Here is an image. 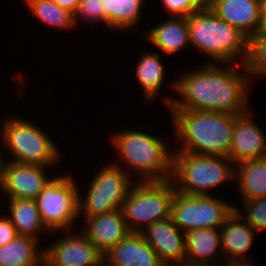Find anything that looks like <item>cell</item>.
Segmentation results:
<instances>
[{
  "label": "cell",
  "instance_id": "cell-7",
  "mask_svg": "<svg viewBox=\"0 0 266 266\" xmlns=\"http://www.w3.org/2000/svg\"><path fill=\"white\" fill-rule=\"evenodd\" d=\"M9 119V120H8ZM3 122L2 142L10 150L14 159L10 161L40 165H54L60 158V151L45 132L28 120L10 117Z\"/></svg>",
  "mask_w": 266,
  "mask_h": 266
},
{
  "label": "cell",
  "instance_id": "cell-19",
  "mask_svg": "<svg viewBox=\"0 0 266 266\" xmlns=\"http://www.w3.org/2000/svg\"><path fill=\"white\" fill-rule=\"evenodd\" d=\"M185 266H220L212 259L223 256L220 245V230L195 229L185 234ZM216 255V256H215ZM214 260V261H213ZM217 263V265H216Z\"/></svg>",
  "mask_w": 266,
  "mask_h": 266
},
{
  "label": "cell",
  "instance_id": "cell-21",
  "mask_svg": "<svg viewBox=\"0 0 266 266\" xmlns=\"http://www.w3.org/2000/svg\"><path fill=\"white\" fill-rule=\"evenodd\" d=\"M235 178L242 200L266 198V158L236 164Z\"/></svg>",
  "mask_w": 266,
  "mask_h": 266
},
{
  "label": "cell",
  "instance_id": "cell-17",
  "mask_svg": "<svg viewBox=\"0 0 266 266\" xmlns=\"http://www.w3.org/2000/svg\"><path fill=\"white\" fill-rule=\"evenodd\" d=\"M242 219L244 218L234 211L220 229L221 250L227 258H221V263L247 262L244 257L253 244L255 230L246 221L243 223Z\"/></svg>",
  "mask_w": 266,
  "mask_h": 266
},
{
  "label": "cell",
  "instance_id": "cell-23",
  "mask_svg": "<svg viewBox=\"0 0 266 266\" xmlns=\"http://www.w3.org/2000/svg\"><path fill=\"white\" fill-rule=\"evenodd\" d=\"M10 221L19 236H28L39 240L41 229L46 227L41 221L37 202L34 199H8Z\"/></svg>",
  "mask_w": 266,
  "mask_h": 266
},
{
  "label": "cell",
  "instance_id": "cell-13",
  "mask_svg": "<svg viewBox=\"0 0 266 266\" xmlns=\"http://www.w3.org/2000/svg\"><path fill=\"white\" fill-rule=\"evenodd\" d=\"M165 266H185V234L171 217L157 221L140 232Z\"/></svg>",
  "mask_w": 266,
  "mask_h": 266
},
{
  "label": "cell",
  "instance_id": "cell-36",
  "mask_svg": "<svg viewBox=\"0 0 266 266\" xmlns=\"http://www.w3.org/2000/svg\"><path fill=\"white\" fill-rule=\"evenodd\" d=\"M101 266H108V265H106L104 262L101 264Z\"/></svg>",
  "mask_w": 266,
  "mask_h": 266
},
{
  "label": "cell",
  "instance_id": "cell-29",
  "mask_svg": "<svg viewBox=\"0 0 266 266\" xmlns=\"http://www.w3.org/2000/svg\"><path fill=\"white\" fill-rule=\"evenodd\" d=\"M103 8V0H81L77 11L74 13V24H77L79 16L88 22L96 20L105 24Z\"/></svg>",
  "mask_w": 266,
  "mask_h": 266
},
{
  "label": "cell",
  "instance_id": "cell-9",
  "mask_svg": "<svg viewBox=\"0 0 266 266\" xmlns=\"http://www.w3.org/2000/svg\"><path fill=\"white\" fill-rule=\"evenodd\" d=\"M78 186L70 176H55L35 199L42 223L49 231H69L78 219Z\"/></svg>",
  "mask_w": 266,
  "mask_h": 266
},
{
  "label": "cell",
  "instance_id": "cell-34",
  "mask_svg": "<svg viewBox=\"0 0 266 266\" xmlns=\"http://www.w3.org/2000/svg\"><path fill=\"white\" fill-rule=\"evenodd\" d=\"M199 10H211L217 0H194Z\"/></svg>",
  "mask_w": 266,
  "mask_h": 266
},
{
  "label": "cell",
  "instance_id": "cell-32",
  "mask_svg": "<svg viewBox=\"0 0 266 266\" xmlns=\"http://www.w3.org/2000/svg\"><path fill=\"white\" fill-rule=\"evenodd\" d=\"M61 8L71 12L73 15L77 11L78 5L81 0H53Z\"/></svg>",
  "mask_w": 266,
  "mask_h": 266
},
{
  "label": "cell",
  "instance_id": "cell-31",
  "mask_svg": "<svg viewBox=\"0 0 266 266\" xmlns=\"http://www.w3.org/2000/svg\"><path fill=\"white\" fill-rule=\"evenodd\" d=\"M17 236L16 228L8 216L0 217V246L14 240Z\"/></svg>",
  "mask_w": 266,
  "mask_h": 266
},
{
  "label": "cell",
  "instance_id": "cell-8",
  "mask_svg": "<svg viewBox=\"0 0 266 266\" xmlns=\"http://www.w3.org/2000/svg\"><path fill=\"white\" fill-rule=\"evenodd\" d=\"M235 208L212 195H187L175 191L171 218L184 234L203 228L220 230Z\"/></svg>",
  "mask_w": 266,
  "mask_h": 266
},
{
  "label": "cell",
  "instance_id": "cell-10",
  "mask_svg": "<svg viewBox=\"0 0 266 266\" xmlns=\"http://www.w3.org/2000/svg\"><path fill=\"white\" fill-rule=\"evenodd\" d=\"M117 164H108L92 178L85 198L79 195V212L93 217L121 209L134 182ZM83 212V213H82Z\"/></svg>",
  "mask_w": 266,
  "mask_h": 266
},
{
  "label": "cell",
  "instance_id": "cell-26",
  "mask_svg": "<svg viewBox=\"0 0 266 266\" xmlns=\"http://www.w3.org/2000/svg\"><path fill=\"white\" fill-rule=\"evenodd\" d=\"M28 9L38 20L51 27L71 29L74 27V15L61 8L53 0H24Z\"/></svg>",
  "mask_w": 266,
  "mask_h": 266
},
{
  "label": "cell",
  "instance_id": "cell-6",
  "mask_svg": "<svg viewBox=\"0 0 266 266\" xmlns=\"http://www.w3.org/2000/svg\"><path fill=\"white\" fill-rule=\"evenodd\" d=\"M172 181L170 178L133 183L121 207L131 232L140 233L154 222L171 217V204L176 191Z\"/></svg>",
  "mask_w": 266,
  "mask_h": 266
},
{
  "label": "cell",
  "instance_id": "cell-22",
  "mask_svg": "<svg viewBox=\"0 0 266 266\" xmlns=\"http://www.w3.org/2000/svg\"><path fill=\"white\" fill-rule=\"evenodd\" d=\"M39 241L28 236H17L0 246V266H44V250Z\"/></svg>",
  "mask_w": 266,
  "mask_h": 266
},
{
  "label": "cell",
  "instance_id": "cell-14",
  "mask_svg": "<svg viewBox=\"0 0 266 266\" xmlns=\"http://www.w3.org/2000/svg\"><path fill=\"white\" fill-rule=\"evenodd\" d=\"M249 110L236 115L232 145L228 158L236 165L245 160L266 158V137L252 121Z\"/></svg>",
  "mask_w": 266,
  "mask_h": 266
},
{
  "label": "cell",
  "instance_id": "cell-35",
  "mask_svg": "<svg viewBox=\"0 0 266 266\" xmlns=\"http://www.w3.org/2000/svg\"><path fill=\"white\" fill-rule=\"evenodd\" d=\"M221 266H224V264H222ZM225 266H252V265L247 261V262H228Z\"/></svg>",
  "mask_w": 266,
  "mask_h": 266
},
{
  "label": "cell",
  "instance_id": "cell-4",
  "mask_svg": "<svg viewBox=\"0 0 266 266\" xmlns=\"http://www.w3.org/2000/svg\"><path fill=\"white\" fill-rule=\"evenodd\" d=\"M111 137L119 157L140 174V181L172 177L173 154L160 138L135 130H123Z\"/></svg>",
  "mask_w": 266,
  "mask_h": 266
},
{
  "label": "cell",
  "instance_id": "cell-5",
  "mask_svg": "<svg viewBox=\"0 0 266 266\" xmlns=\"http://www.w3.org/2000/svg\"><path fill=\"white\" fill-rule=\"evenodd\" d=\"M173 152L171 179L180 193L210 195L211 188L235 179V164L228 157Z\"/></svg>",
  "mask_w": 266,
  "mask_h": 266
},
{
  "label": "cell",
  "instance_id": "cell-11",
  "mask_svg": "<svg viewBox=\"0 0 266 266\" xmlns=\"http://www.w3.org/2000/svg\"><path fill=\"white\" fill-rule=\"evenodd\" d=\"M40 165L4 162L1 157L0 186L8 199H36L53 179H49Z\"/></svg>",
  "mask_w": 266,
  "mask_h": 266
},
{
  "label": "cell",
  "instance_id": "cell-30",
  "mask_svg": "<svg viewBox=\"0 0 266 266\" xmlns=\"http://www.w3.org/2000/svg\"><path fill=\"white\" fill-rule=\"evenodd\" d=\"M165 9L177 17H187L199 11L194 0H161Z\"/></svg>",
  "mask_w": 266,
  "mask_h": 266
},
{
  "label": "cell",
  "instance_id": "cell-18",
  "mask_svg": "<svg viewBox=\"0 0 266 266\" xmlns=\"http://www.w3.org/2000/svg\"><path fill=\"white\" fill-rule=\"evenodd\" d=\"M211 11L248 38L259 32L261 17L258 0H217Z\"/></svg>",
  "mask_w": 266,
  "mask_h": 266
},
{
  "label": "cell",
  "instance_id": "cell-2",
  "mask_svg": "<svg viewBox=\"0 0 266 266\" xmlns=\"http://www.w3.org/2000/svg\"><path fill=\"white\" fill-rule=\"evenodd\" d=\"M177 139L180 141L179 152L200 155L228 157L232 145L236 115L169 109Z\"/></svg>",
  "mask_w": 266,
  "mask_h": 266
},
{
  "label": "cell",
  "instance_id": "cell-24",
  "mask_svg": "<svg viewBox=\"0 0 266 266\" xmlns=\"http://www.w3.org/2000/svg\"><path fill=\"white\" fill-rule=\"evenodd\" d=\"M144 0H103L105 25L110 29L127 30L140 20Z\"/></svg>",
  "mask_w": 266,
  "mask_h": 266
},
{
  "label": "cell",
  "instance_id": "cell-25",
  "mask_svg": "<svg viewBox=\"0 0 266 266\" xmlns=\"http://www.w3.org/2000/svg\"><path fill=\"white\" fill-rule=\"evenodd\" d=\"M164 71V65L158 53L146 52L141 55L136 67V76L142 85L145 101L152 98L154 100V97L158 95L164 82Z\"/></svg>",
  "mask_w": 266,
  "mask_h": 266
},
{
  "label": "cell",
  "instance_id": "cell-27",
  "mask_svg": "<svg viewBox=\"0 0 266 266\" xmlns=\"http://www.w3.org/2000/svg\"><path fill=\"white\" fill-rule=\"evenodd\" d=\"M243 67L247 75H266V34L258 32L249 38L248 56Z\"/></svg>",
  "mask_w": 266,
  "mask_h": 266
},
{
  "label": "cell",
  "instance_id": "cell-12",
  "mask_svg": "<svg viewBox=\"0 0 266 266\" xmlns=\"http://www.w3.org/2000/svg\"><path fill=\"white\" fill-rule=\"evenodd\" d=\"M44 266H101L103 254L81 232L57 239L44 249Z\"/></svg>",
  "mask_w": 266,
  "mask_h": 266
},
{
  "label": "cell",
  "instance_id": "cell-20",
  "mask_svg": "<svg viewBox=\"0 0 266 266\" xmlns=\"http://www.w3.org/2000/svg\"><path fill=\"white\" fill-rule=\"evenodd\" d=\"M146 39L163 53H177L190 44L187 17L176 16L157 24L148 31Z\"/></svg>",
  "mask_w": 266,
  "mask_h": 266
},
{
  "label": "cell",
  "instance_id": "cell-28",
  "mask_svg": "<svg viewBox=\"0 0 266 266\" xmlns=\"http://www.w3.org/2000/svg\"><path fill=\"white\" fill-rule=\"evenodd\" d=\"M242 201V203H244L243 208L245 209V212H243L244 214L241 213L238 208H235V211L240 217H244V220L252 226L254 230H266V198Z\"/></svg>",
  "mask_w": 266,
  "mask_h": 266
},
{
  "label": "cell",
  "instance_id": "cell-15",
  "mask_svg": "<svg viewBox=\"0 0 266 266\" xmlns=\"http://www.w3.org/2000/svg\"><path fill=\"white\" fill-rule=\"evenodd\" d=\"M83 221H85V229L81 232L103 255L131 232L121 209L93 217H84Z\"/></svg>",
  "mask_w": 266,
  "mask_h": 266
},
{
  "label": "cell",
  "instance_id": "cell-1",
  "mask_svg": "<svg viewBox=\"0 0 266 266\" xmlns=\"http://www.w3.org/2000/svg\"><path fill=\"white\" fill-rule=\"evenodd\" d=\"M233 68L209 63L181 74L173 83L180 99L164 98L169 109H185L240 115L248 104L250 78Z\"/></svg>",
  "mask_w": 266,
  "mask_h": 266
},
{
  "label": "cell",
  "instance_id": "cell-3",
  "mask_svg": "<svg viewBox=\"0 0 266 266\" xmlns=\"http://www.w3.org/2000/svg\"><path fill=\"white\" fill-rule=\"evenodd\" d=\"M187 21L190 45L223 65L235 63V59L239 58L241 67L245 64L249 38L239 29L220 19L211 10H199L187 16Z\"/></svg>",
  "mask_w": 266,
  "mask_h": 266
},
{
  "label": "cell",
  "instance_id": "cell-33",
  "mask_svg": "<svg viewBox=\"0 0 266 266\" xmlns=\"http://www.w3.org/2000/svg\"><path fill=\"white\" fill-rule=\"evenodd\" d=\"M259 15L261 17L259 32L266 34V0H258Z\"/></svg>",
  "mask_w": 266,
  "mask_h": 266
},
{
  "label": "cell",
  "instance_id": "cell-16",
  "mask_svg": "<svg viewBox=\"0 0 266 266\" xmlns=\"http://www.w3.org/2000/svg\"><path fill=\"white\" fill-rule=\"evenodd\" d=\"M108 266H165L141 233L130 232L103 255Z\"/></svg>",
  "mask_w": 266,
  "mask_h": 266
}]
</instances>
